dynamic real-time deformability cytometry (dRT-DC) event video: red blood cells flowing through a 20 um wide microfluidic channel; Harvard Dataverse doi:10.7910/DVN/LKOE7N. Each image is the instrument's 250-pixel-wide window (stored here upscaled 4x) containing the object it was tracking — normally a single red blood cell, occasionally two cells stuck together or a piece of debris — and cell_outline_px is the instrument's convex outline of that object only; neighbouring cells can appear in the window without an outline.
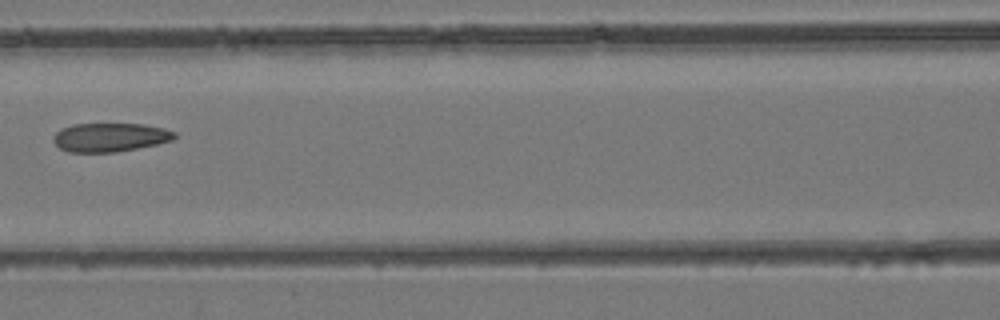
{"species": "common noctule bat (a hibernating species)", "species_latin": "Nyctalus noctula", "temperature_condition": "room temperature", "stored_images_in_passage": 3, "camera_frame_rate_fps": 3000, "um_per_image_px": 0.085, "animal": {"sex": "female", "body_mass_g": 24.6, "forearm_length_mm": 56.2}, "frame": {"image": 1, "passage_image": 3, "time_ms": 2.333, "image_size_px": [1000, 320], "cell_outline_px": [[176, 136], [172, 140], [156, 144], [116, 152], [68, 152], [60, 148], [52, 140], [52, 136], [60, 128], [72, 124], [144, 124], [164, 128], [176, 132]], "centroid_in_image_um": [9.32, 11.66], "position_along_channel_um": 157.3, "area_um2": 20.35}}